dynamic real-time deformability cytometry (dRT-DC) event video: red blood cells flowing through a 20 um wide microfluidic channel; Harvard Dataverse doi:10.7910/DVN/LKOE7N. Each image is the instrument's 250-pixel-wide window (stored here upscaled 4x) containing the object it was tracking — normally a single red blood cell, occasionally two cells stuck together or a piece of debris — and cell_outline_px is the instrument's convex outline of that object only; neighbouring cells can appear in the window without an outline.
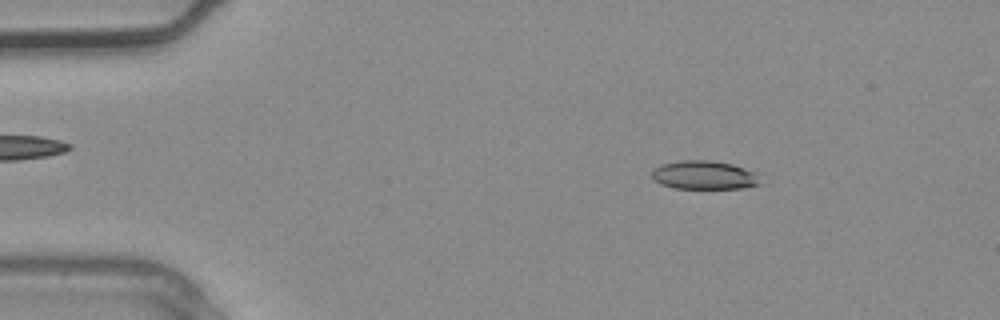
{"species": "common noctule bat (a hibernating species)", "species_latin": "Nyctalus noctula", "temperature_condition": "warm", "stored_images_in_passage": 2, "camera_frame_rate_fps": 3000, "um_per_image_px": 0.085, "animal": {"sex": "male", "body_mass_g": 20.4}, "frame": {"image": 1, "passage_image": 1, "time_ms": 0.0, "image_size_px": [1000, 320], "cell_outline_px": [[760, 184], [744, 188], [676, 188], [660, 184], [652, 180], [652, 168], [660, 164], [680, 160], [712, 160], [732, 164], [756, 172]], "centroid_in_image_um": [59.81, 14.87], "position_along_channel_um": 25.2, "area_um2": 18.21}}
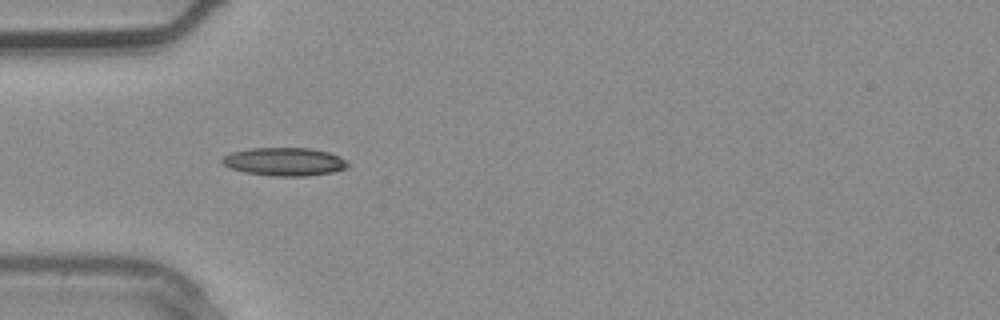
{"frame": {"image": 2, "passage_image": 2, "time_ms": 0.333, "image_size_px": [1000, 320], "cell_outline_px": [[352, 164], [348, 168], [332, 172], [308, 176], [272, 176], [244, 172], [228, 168], [220, 160], [224, 156], [232, 152], [252, 148], [312, 148], [328, 152], [340, 156]], "centroid_in_image_um": [24.22, 13.75], "position_along_channel_um": 60.8, "area_um2": 20.87}}